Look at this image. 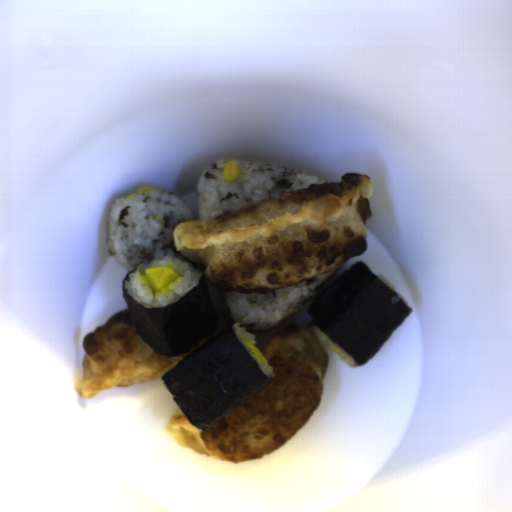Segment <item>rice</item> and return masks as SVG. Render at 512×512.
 I'll return each mask as SVG.
<instances>
[{
	"label": "rice",
	"mask_w": 512,
	"mask_h": 512,
	"mask_svg": "<svg viewBox=\"0 0 512 512\" xmlns=\"http://www.w3.org/2000/svg\"><path fill=\"white\" fill-rule=\"evenodd\" d=\"M234 334L236 338L240 341V343L243 345V347L246 349V351L249 353V355L252 357V359L255 361V363L258 365V367L264 372V374L271 379H274L275 374L272 369V367L269 366L268 361L266 360L265 363H258L256 358L254 357L250 347L247 346L246 343H252L257 347V338L255 335L251 334L246 330L245 327L241 326V322L233 323L232 325Z\"/></svg>",
	"instance_id": "b023fe2a"
},
{
	"label": "rice",
	"mask_w": 512,
	"mask_h": 512,
	"mask_svg": "<svg viewBox=\"0 0 512 512\" xmlns=\"http://www.w3.org/2000/svg\"><path fill=\"white\" fill-rule=\"evenodd\" d=\"M237 162L235 182L225 180L226 163ZM329 183L309 173L246 160L223 158L211 161L197 180L198 221L211 219L282 194Z\"/></svg>",
	"instance_id": "023b6e5f"
},
{
	"label": "rice",
	"mask_w": 512,
	"mask_h": 512,
	"mask_svg": "<svg viewBox=\"0 0 512 512\" xmlns=\"http://www.w3.org/2000/svg\"><path fill=\"white\" fill-rule=\"evenodd\" d=\"M156 266L173 268L179 273V278L155 293L143 273L144 270ZM201 276L202 273L197 268L177 258L174 252L170 251L160 260H149L137 265L135 270L124 279L123 286L126 293L146 309H163L194 289L200 282Z\"/></svg>",
	"instance_id": "acb35da6"
},
{
	"label": "rice",
	"mask_w": 512,
	"mask_h": 512,
	"mask_svg": "<svg viewBox=\"0 0 512 512\" xmlns=\"http://www.w3.org/2000/svg\"><path fill=\"white\" fill-rule=\"evenodd\" d=\"M377 278H379L383 283H385L388 287H390L393 291H395L398 295H400L405 303L406 306H408L409 302L407 301V299L401 295L399 293V291L397 290V288L395 287L394 284H392L389 279H387L384 275H380V274H374Z\"/></svg>",
	"instance_id": "a3056103"
},
{
	"label": "rice",
	"mask_w": 512,
	"mask_h": 512,
	"mask_svg": "<svg viewBox=\"0 0 512 512\" xmlns=\"http://www.w3.org/2000/svg\"><path fill=\"white\" fill-rule=\"evenodd\" d=\"M309 329L314 334L317 340L322 345H331L339 349L338 358L340 361L348 365L351 369H356L362 365L357 364L352 358H350L341 348H339L332 340H330L321 330H319L312 322L309 323Z\"/></svg>",
	"instance_id": "e3fd555f"
},
{
	"label": "rice",
	"mask_w": 512,
	"mask_h": 512,
	"mask_svg": "<svg viewBox=\"0 0 512 512\" xmlns=\"http://www.w3.org/2000/svg\"><path fill=\"white\" fill-rule=\"evenodd\" d=\"M347 261L320 276L260 294L218 289L236 323L250 331L272 330L307 306L342 270Z\"/></svg>",
	"instance_id": "8eca5e8b"
},
{
	"label": "rice",
	"mask_w": 512,
	"mask_h": 512,
	"mask_svg": "<svg viewBox=\"0 0 512 512\" xmlns=\"http://www.w3.org/2000/svg\"><path fill=\"white\" fill-rule=\"evenodd\" d=\"M185 221H196L179 193L161 188L138 191L113 200L106 224L105 246L113 259L132 270L141 263L177 254L173 231Z\"/></svg>",
	"instance_id": "652b925c"
}]
</instances>
